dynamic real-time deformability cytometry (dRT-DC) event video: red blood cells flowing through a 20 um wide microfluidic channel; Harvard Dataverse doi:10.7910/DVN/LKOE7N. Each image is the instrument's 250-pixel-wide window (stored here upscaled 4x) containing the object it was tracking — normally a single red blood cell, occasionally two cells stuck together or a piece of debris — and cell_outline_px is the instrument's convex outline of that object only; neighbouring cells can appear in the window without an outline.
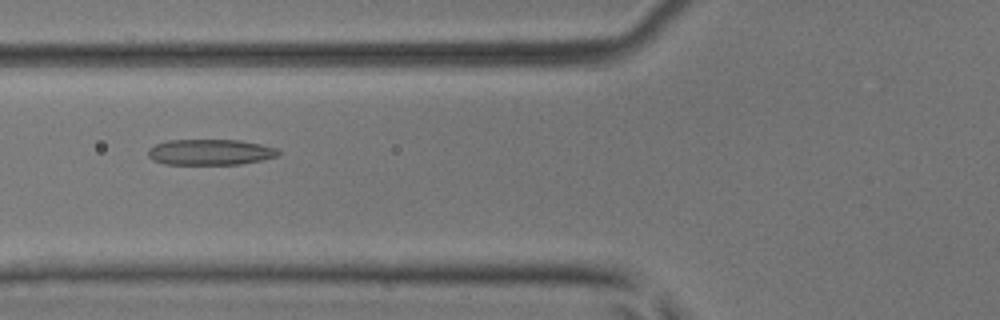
{"species": "common noctule bat (a hibernating species)", "species_latin": "Nyctalus noctula", "temperature_condition": "room temperature", "stored_images_in_passage": 35, "camera_frame_rate_fps": 3000, "um_per_image_px": 0.085, "animal": {"sex": "male", "body_mass_g": 17.9, "forearm_length_mm": 54.2}, "frame": {"image": 1, "passage_image": 5, "time_ms": 1.333, "image_size_px": [1000, 320], "cell_outline_px": [[280, 156], [240, 164], [164, 164], [152, 160], [148, 156], [148, 148], [156, 144], [168, 140], [240, 140], [260, 144], [276, 148], [280, 152]], "centroid_in_image_um": [17.86, 12.93], "position_along_channel_um": 107.9, "area_um2": 19.59}}
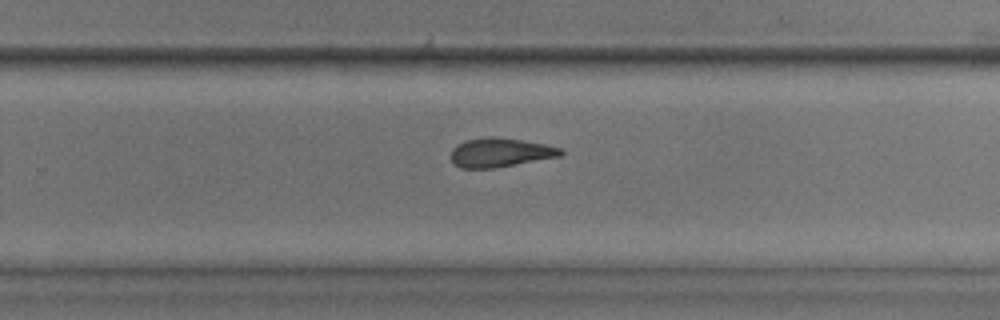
{"frame": {"image": 2, "passage_image": 18, "time_ms": 5.667, "image_size_px": [1000, 320], "cell_outline_px": [[564, 152], [560, 156], [492, 168], [460, 168], [452, 164], [452, 148], [456, 144], [468, 140], [492, 136], [496, 136], [544, 144], [564, 148]], "centroid_in_image_um": [42.51, 12.96], "position_along_channel_um": 287.3, "area_um2": 18.44}}
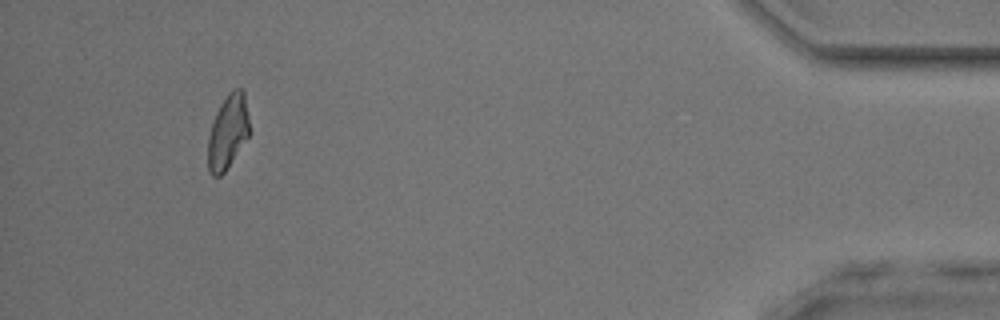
{"frame": {"image": 3, "passage_image": 32, "time_ms": 10.333, "image_size_px": [1000, 320], "cell_outline_px": [[248, 136], [224, 172], [220, 176], [212, 176], [208, 172], [208, 136], [216, 112], [220, 104], [228, 92], [232, 88], [240, 88], [244, 92], [248, 116]], "centroid_in_image_um": [19.34, 11.19], "position_along_channel_um": 415.9, "area_um2": 17.69}, "authors_computed_cell_mechanics": {"area_um2": 18.5538, "velocity_mm_per_s": 4.1493, "shape_relaxation_time_tau1_ms": null, "shape_relaxation_time_tau2_ms": 3.0364, "deformation_change_tau1": null, "deformation_change_tau2": 0.1286}}